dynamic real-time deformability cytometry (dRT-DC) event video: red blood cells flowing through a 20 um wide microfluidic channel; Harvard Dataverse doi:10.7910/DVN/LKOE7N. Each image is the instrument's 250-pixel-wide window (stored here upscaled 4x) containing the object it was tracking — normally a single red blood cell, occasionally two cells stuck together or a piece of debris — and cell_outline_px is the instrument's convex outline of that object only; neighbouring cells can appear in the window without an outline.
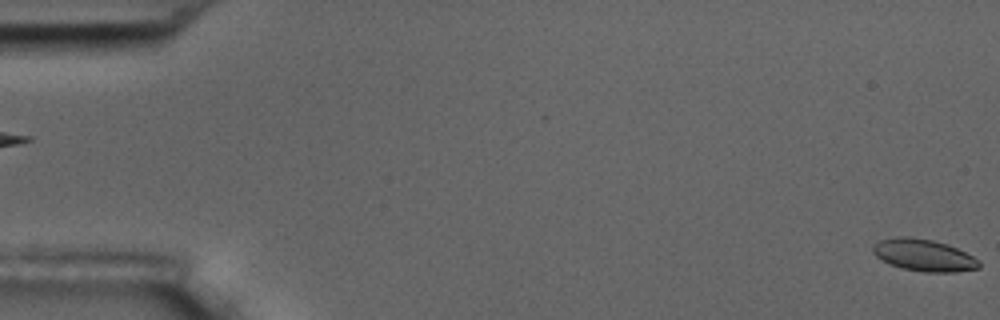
{"species": "common noctule bat (a hibernating species)", "species_latin": "Nyctalus noctula", "temperature_condition": "room temperature", "stored_images_in_passage": 7, "segment_of_instrument_passage": [2, 2], "camera_frame_rate_fps": 3000, "um_per_image_px": 0.085, "animal": {"sex": "male", "body_mass_g": 17.5, "forearm_length_mm": 52.3}, "frame": {"image": 1, "passage_image": 7, "time_ms": 6.667, "image_size_px": [1000, 320], "cell_outline_px": [[980, 268], [956, 272], [924, 272], [904, 268], [888, 264], [876, 256], [872, 252], [872, 244], [880, 240], [896, 236], [908, 236], [932, 240], [948, 244], [980, 260]], "centroid_in_image_um": [78.5, 21.68], "position_along_channel_um": 6.5, "area_um2": 19.88}}